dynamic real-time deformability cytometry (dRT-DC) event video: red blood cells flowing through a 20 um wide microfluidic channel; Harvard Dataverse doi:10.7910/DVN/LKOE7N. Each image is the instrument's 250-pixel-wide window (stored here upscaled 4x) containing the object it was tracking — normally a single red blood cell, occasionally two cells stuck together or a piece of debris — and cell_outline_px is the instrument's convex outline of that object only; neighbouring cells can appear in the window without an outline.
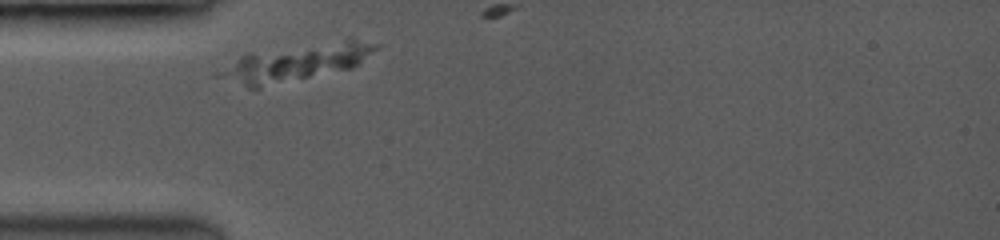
{"species": "common noctule bat (a hibernating species)", "species_latin": "Nyctalus noctula", "temperature_condition": "room temperature", "stored_images_in_passage": 4, "camera_frame_rate_fps": 3500, "um_per_image_px": 0.085, "animal": {"sex": "female", "body_mass_g": 19.0, "forearm_length_mm": 53.3}, "frame": {"image": 1, "passage_image": 1, "time_ms": 0.0, "image_size_px": [1000, 240], "cell_outline_px": [[380, 48], [352, 68], [260, 88], [248, 88], [244, 84], [236, 72], [236, 60], [240, 56], [248, 52], [348, 36], [352, 36], [380, 44]], "centroid_in_image_um": [25.68, 5.17], "position_along_channel_um": 59.3, "area_um2": 32.48}}